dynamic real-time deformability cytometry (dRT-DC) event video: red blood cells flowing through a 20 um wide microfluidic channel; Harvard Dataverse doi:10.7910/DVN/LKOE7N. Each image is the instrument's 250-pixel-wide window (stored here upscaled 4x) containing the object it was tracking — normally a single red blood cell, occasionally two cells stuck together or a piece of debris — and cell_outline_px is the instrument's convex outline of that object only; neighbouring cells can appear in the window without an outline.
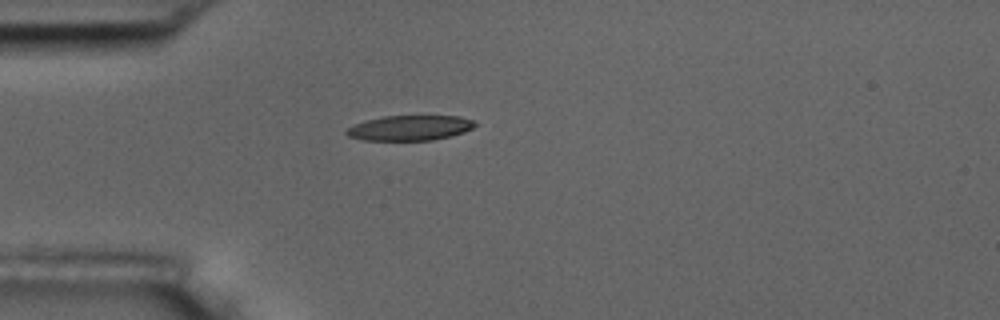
{"species": "common noctule bat (a hibernating species)", "species_latin": "Nyctalus noctula", "temperature_condition": "room temperature", "stored_images_in_passage": 1, "camera_frame_rate_fps": 3000, "um_per_image_px": 0.085, "animal": {"sex": "male", "body_mass_g": 17.5, "forearm_length_mm": 52.3}, "frame": {"image": 1, "passage_image": 1, "time_ms": 0.0, "image_size_px": [1000, 320], "cell_outline_px": [[476, 124], [472, 128], [464, 132], [432, 140], [364, 140], [348, 136], [344, 132], [348, 128], [364, 120], [384, 116], [460, 116], [472, 120]], "centroid_in_image_um": [34.81, 10.87], "position_along_channel_um": 50.2, "area_um2": 18.61}}